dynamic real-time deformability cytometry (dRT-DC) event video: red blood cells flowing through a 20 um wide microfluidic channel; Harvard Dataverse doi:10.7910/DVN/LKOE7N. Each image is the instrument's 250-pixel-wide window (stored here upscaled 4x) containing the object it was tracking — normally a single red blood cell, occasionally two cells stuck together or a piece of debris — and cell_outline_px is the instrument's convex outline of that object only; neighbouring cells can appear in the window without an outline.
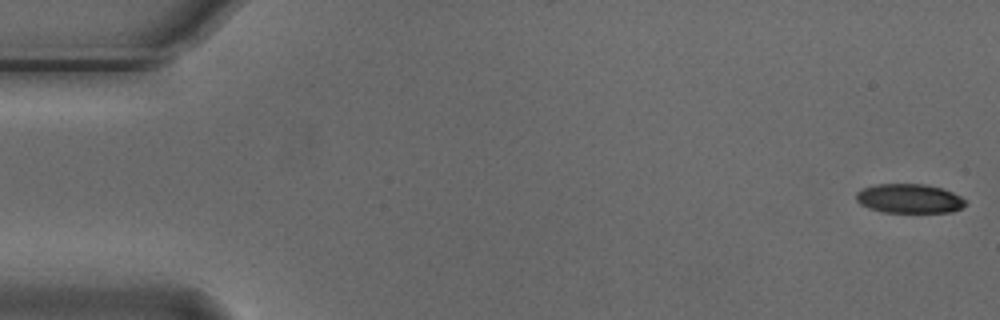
{"species": "Egyptian fruit bat (a non-hibernating species)", "species_latin": "Rousettus aegyptiacus", "temperature_condition": "cold", "stored_images_in_passage": 6, "camera_frame_rate_fps": 3000, "um_per_image_px": 0.085, "animal": {"sex": "male"}, "frame": {"image": 1, "passage_image": 1, "time_ms": 0.0, "image_size_px": [1000, 320], "cell_outline_px": [[968, 204], [952, 212], [884, 212], [868, 208], [860, 204], [856, 200], [856, 192], [864, 188], [876, 184], [924, 184], [940, 188], [952, 192], [960, 196]], "centroid_in_image_um": [77.27, 16.88], "position_along_channel_um": 7.7, "area_um2": 18.55}}
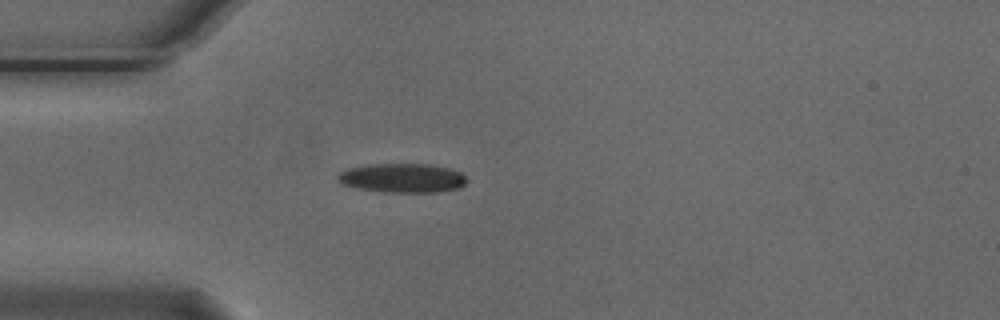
{"frame": {"image": 2, "passage_image": 5, "time_ms": 1.333, "image_size_px": [1000, 320], "cell_outline_px": [[468, 180], [460, 188], [436, 192], [384, 192], [356, 188], [344, 184], [336, 176], [340, 172], [348, 168], [368, 164], [428, 164], [448, 168], [460, 172]], "centroid_in_image_um": [34.21, 15.13], "position_along_channel_um": 50.8, "area_um2": 21.85}}